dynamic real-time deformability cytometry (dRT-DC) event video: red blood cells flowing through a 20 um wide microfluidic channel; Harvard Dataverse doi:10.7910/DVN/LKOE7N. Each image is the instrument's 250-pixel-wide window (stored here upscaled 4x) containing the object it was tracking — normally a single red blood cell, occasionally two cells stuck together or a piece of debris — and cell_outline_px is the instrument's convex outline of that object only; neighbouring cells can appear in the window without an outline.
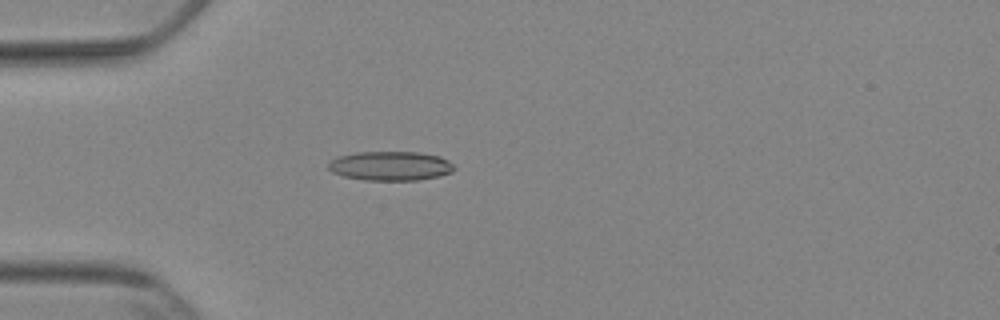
{"species": "Egyptian fruit bat (a non-hibernating species)", "species_latin": "Rousettus aegyptiacus", "temperature_condition": "cold", "stored_images_in_passage": 53, "camera_frame_rate_fps": 3000, "um_per_image_px": 0.085, "animal": {"sex": "female"}, "frame": {"image": 1, "passage_image": 16, "time_ms": 5.0, "image_size_px": [1000, 320], "cell_outline_px": [[456, 168], [452, 172], [440, 176], [416, 180], [364, 180], [344, 176], [332, 172], [328, 168], [328, 164], [336, 156], [356, 152], [420, 152], [440, 156], [448, 160]], "centroid_in_image_um": [33.2, 14.1], "position_along_channel_um": 51.8, "area_um2": 21.56}}
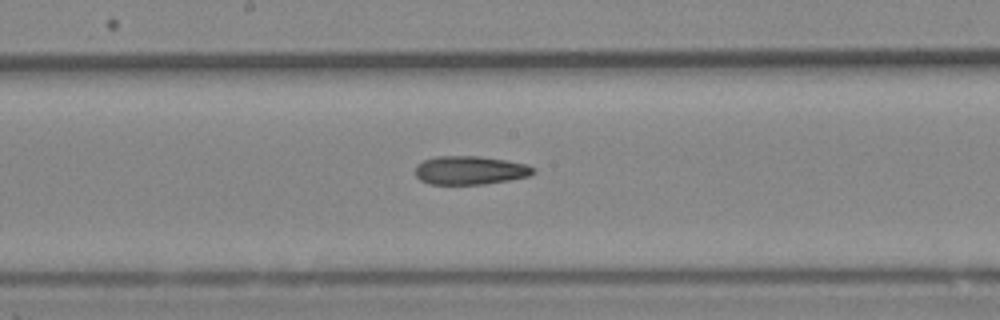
{"frame": {"image": 2, "passage_image": 29, "time_ms": 9.333, "image_size_px": [1000, 320], "cell_outline_px": [[536, 172], [528, 176], [508, 180], [484, 184], [428, 184], [420, 180], [416, 176], [416, 164], [424, 160], [436, 156], [480, 156], [528, 164], [536, 168]], "centroid_in_image_um": [39.96, 14.47], "position_along_channel_um": 208.2, "area_um2": 19.71}}
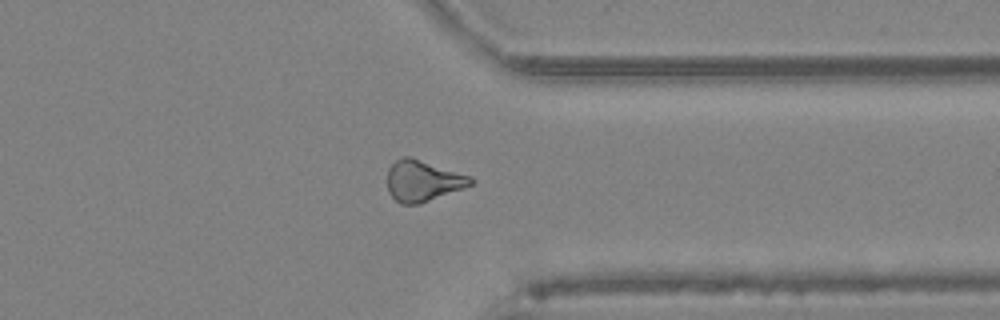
{"frame": {"image": 3, "passage_image": 42, "time_ms": 13.667, "image_size_px": [1000, 320], "cell_outline_px": [[476, 180], [472, 184], [464, 188], [420, 204], [400, 204], [388, 192], [388, 168], [396, 160], [404, 156], [408, 156], [472, 176]], "centroid_in_image_um": [35.96, 15.38], "position_along_channel_um": 375.4, "area_um2": 19.94}, "authors_computed_cell_mechanics": {"area_um2": 19.941, "velocity_mm_per_s": 3.9065, "shape_relaxation_time_tau1_ms": null, "shape_relaxation_time_tau2_ms": 9.9004, "deformation_change_tau1": null, "deformation_change_tau2": 0.244}}